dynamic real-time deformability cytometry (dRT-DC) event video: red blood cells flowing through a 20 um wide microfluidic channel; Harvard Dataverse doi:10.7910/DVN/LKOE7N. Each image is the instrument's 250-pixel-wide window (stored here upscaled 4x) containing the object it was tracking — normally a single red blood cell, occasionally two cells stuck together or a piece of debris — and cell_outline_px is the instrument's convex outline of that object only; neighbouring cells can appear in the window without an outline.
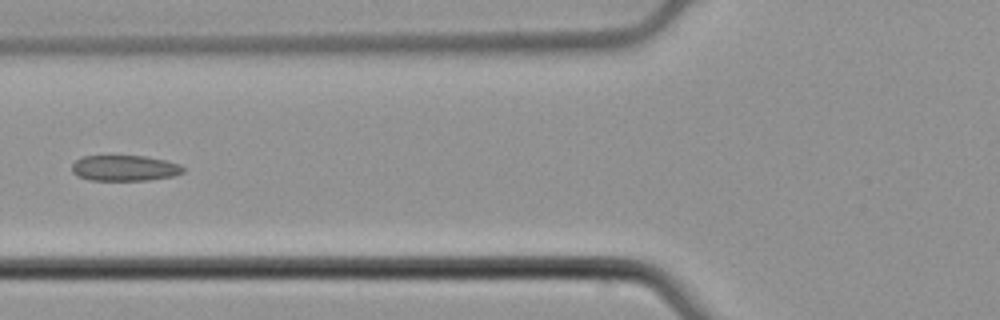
{"species": "common noctule bat (a hibernating species)", "species_latin": "Nyctalus noctula", "temperature_condition": "cold", "stored_images_in_passage": 7, "camera_frame_rate_fps": 3000, "um_per_image_px": 0.085, "animal": {"sex": "male", "body_mass_g": 21.5, "forearm_length_mm": 52.0}, "frame": {"image": 1, "passage_image": 6, "time_ms": 1.667, "image_size_px": [1000, 320], "cell_outline_px": [[184, 172], [172, 176], [148, 180], [88, 180], [76, 176], [72, 172], [72, 164], [76, 160], [84, 156], [148, 156], [180, 164], [184, 168]], "centroid_in_image_um": [10.58, 14.29], "position_along_channel_um": 115.2, "area_um2": 16.7}}
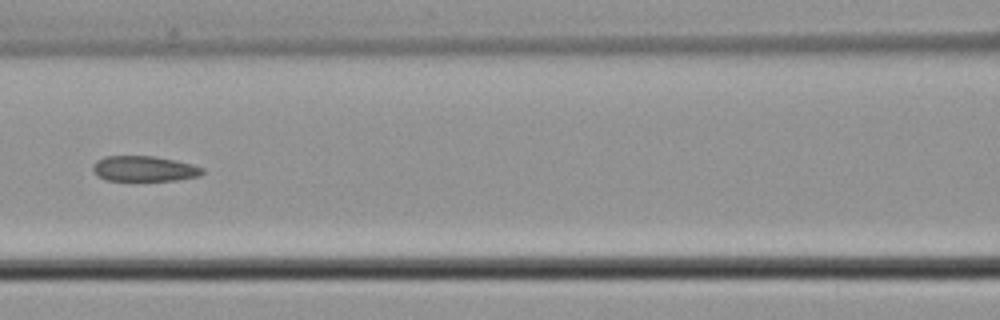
{"frame": {"image": 2, "passage_image": 7, "time_ms": 2.0, "image_size_px": [1000, 320], "cell_outline_px": [[204, 172], [200, 176], [176, 180], [104, 180], [92, 168], [92, 164], [96, 160], [104, 156], [152, 156], [176, 160], [192, 164], [204, 168]], "centroid_in_image_um": [12.27, 14.33], "position_along_channel_um": 154.3, "area_um2": 16.18}}